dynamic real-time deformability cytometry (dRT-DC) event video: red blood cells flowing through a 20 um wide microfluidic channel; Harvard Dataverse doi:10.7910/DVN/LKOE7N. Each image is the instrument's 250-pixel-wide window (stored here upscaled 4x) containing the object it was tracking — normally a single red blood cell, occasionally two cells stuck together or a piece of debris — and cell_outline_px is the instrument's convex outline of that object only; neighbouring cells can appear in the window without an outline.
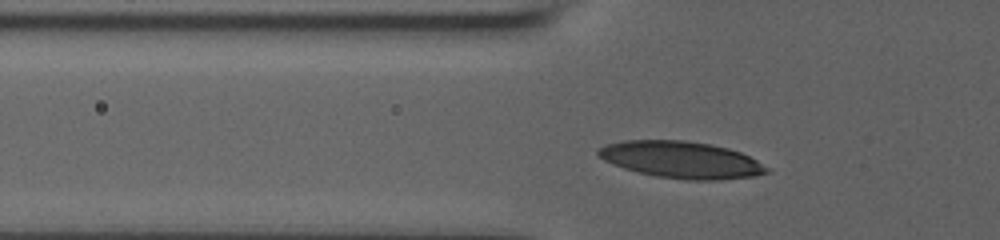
{"species": "human", "species_latin": "Homo sapiens", "temperature_condition": "room temperature", "stored_images_in_passage": 31, "camera_frame_rate_fps": 3000, "um_per_image_px": 0.085, "donor": {"sex": "male"}, "frame": {"image": 1, "passage_image": 3, "time_ms": 0.667, "image_size_px": [1000, 240], "cell_outline_px": [[768, 172], [756, 176], [720, 180], [688, 180], [656, 176], [624, 168], [612, 164], [604, 160], [596, 152], [600, 148], [608, 144], [624, 140], [684, 140], [708, 144], [728, 148], [740, 152], [756, 160], [768, 168]], "centroid_in_image_um": [57.92, 13.58], "position_along_channel_um": 67.9, "area_um2": 35.84}}
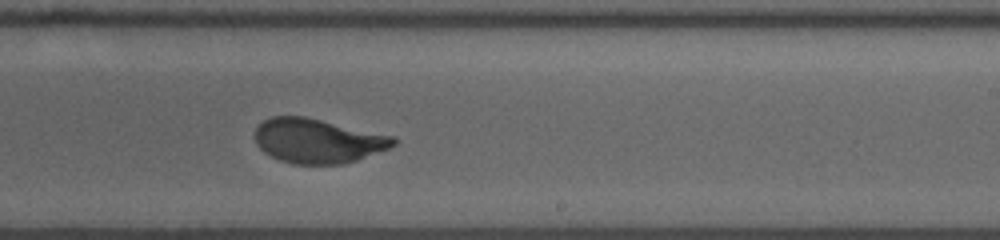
{"frame": {"image": 2, "passage_image": 19, "time_ms": 6.0, "image_size_px": [1000, 240], "cell_outline_px": [[396, 144], [388, 148], [356, 160], [344, 164], [292, 164], [280, 160], [264, 152], [256, 144], [256, 128], [264, 120], [272, 116], [304, 116], [396, 136]], "centroid_in_image_um": [27.02, 11.97], "position_along_channel_um": 262.0, "area_um2": 35.78}}
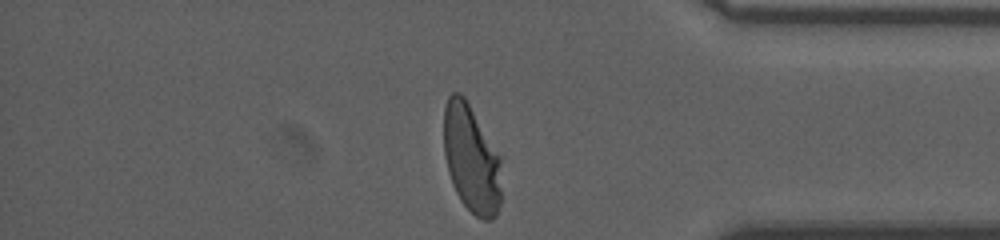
{"frame": {"image": 3, "passage_image": 31, "time_ms": 10.0, "image_size_px": [1000, 240], "cell_outline_px": [[500, 204], [496, 216], [492, 220], [484, 220], [476, 216], [460, 200], [452, 184], [448, 172], [444, 156], [444, 108], [448, 96], [452, 92], [460, 92], [464, 96], [500, 156]], "centroid_in_image_um": [40.05, 13.5], "position_along_channel_um": 395.2, "area_um2": 36.24}, "authors_computed_cell_mechanics": {"area_um2": 36.2984, "velocity_mm_per_s": 3.7187, "shape_relaxation_time_tau1_ms": 3.9173, "shape_relaxation_time_tau2_ms": null, "deformation_change_tau1": 0.1756, "deformation_change_tau2": null}}